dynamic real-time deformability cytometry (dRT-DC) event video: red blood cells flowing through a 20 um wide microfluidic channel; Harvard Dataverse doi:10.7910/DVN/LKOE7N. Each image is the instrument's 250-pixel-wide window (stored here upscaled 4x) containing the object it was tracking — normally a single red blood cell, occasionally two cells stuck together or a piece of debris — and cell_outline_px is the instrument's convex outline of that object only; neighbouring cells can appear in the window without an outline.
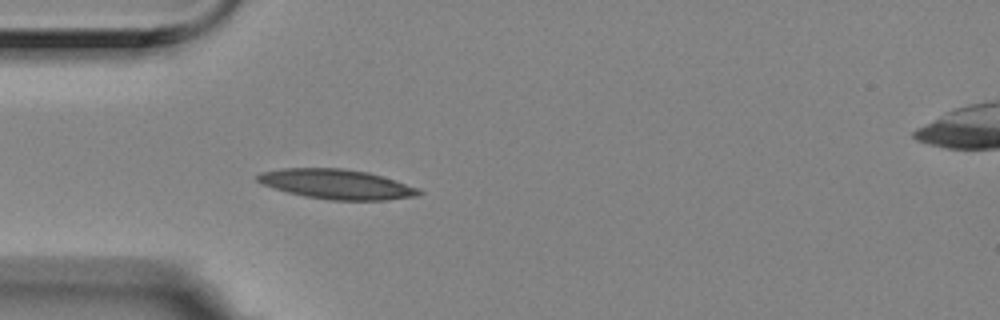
{"species": "Egyptian fruit bat (a non-hibernating species)", "species_latin": "Rousettus aegyptiacus", "temperature_condition": "room temperature", "stored_images_in_passage": 4, "camera_frame_rate_fps": 3000, "um_per_image_px": 0.085, "animal": {"sex": "female"}, "frame": {"image": 1, "passage_image": 4, "time_ms": 1.0, "image_size_px": [1000, 320], "cell_outline_px": [[424, 192], [420, 196], [388, 200], [332, 200], [304, 196], [288, 192], [260, 184], [256, 180], [256, 176], [260, 172], [280, 168], [344, 168], [368, 172], [420, 188]], "centroid_in_image_um": [28.63, 15.65], "position_along_channel_um": 56.4, "area_um2": 28.21}}